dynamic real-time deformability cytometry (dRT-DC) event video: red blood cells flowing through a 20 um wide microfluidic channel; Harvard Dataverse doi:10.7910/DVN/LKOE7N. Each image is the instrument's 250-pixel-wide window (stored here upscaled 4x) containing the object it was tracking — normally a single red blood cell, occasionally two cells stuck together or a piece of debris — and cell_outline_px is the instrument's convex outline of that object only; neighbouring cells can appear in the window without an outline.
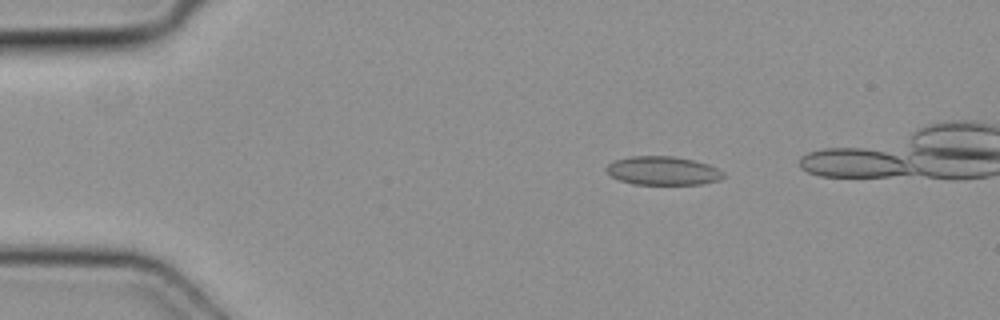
{"species": "common noctule bat (a hibernating species)", "species_latin": "Nyctalus noctula", "temperature_condition": "cold", "stored_images_in_passage": 5, "camera_frame_rate_fps": 3000, "um_per_image_px": 0.085, "animal": {"sex": "female", "body_mass_g": 19.3, "forearm_length_mm": 54.1}, "frame": {"image": 1, "passage_image": 3, "time_ms": 0.667, "image_size_px": [1000, 320], "cell_outline_px": [[724, 176], [720, 180], [700, 184], [632, 184], [620, 180], [612, 176], [604, 168], [608, 164], [616, 160], [632, 156], [672, 156], [692, 160], [708, 164], [724, 172]], "centroid_in_image_um": [56.34, 14.51], "position_along_channel_um": 28.7, "area_um2": 19.36}}